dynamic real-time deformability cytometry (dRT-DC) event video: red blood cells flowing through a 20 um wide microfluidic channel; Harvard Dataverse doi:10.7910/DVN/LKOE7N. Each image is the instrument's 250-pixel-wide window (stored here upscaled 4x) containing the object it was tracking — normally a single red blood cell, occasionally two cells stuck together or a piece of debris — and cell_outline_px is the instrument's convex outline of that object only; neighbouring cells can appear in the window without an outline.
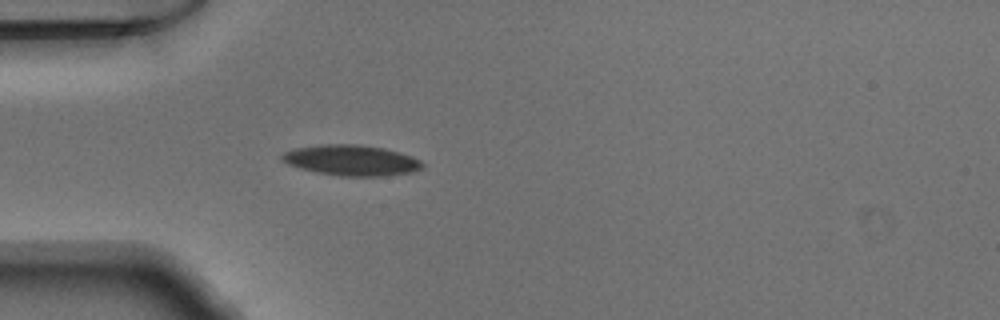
{"species": "Egyptian fruit bat (a non-hibernating species)", "species_latin": "Rousettus aegyptiacus", "temperature_condition": "warm", "stored_images_in_passage": 25, "camera_frame_rate_fps": 3000, "um_per_image_px": 0.085, "animal": {"sex": "male"}, "frame": {"image": 1, "passage_image": 6, "time_ms": 1.667, "image_size_px": [1000, 320], "cell_outline_px": [[424, 164], [420, 168], [412, 172], [380, 176], [340, 176], [300, 168], [288, 164], [280, 156], [284, 152], [292, 148], [320, 144], [356, 144], [384, 148], [412, 156], [420, 160]], "centroid_in_image_um": [29.85, 13.61], "position_along_channel_um": 55.1, "area_um2": 24.85}}
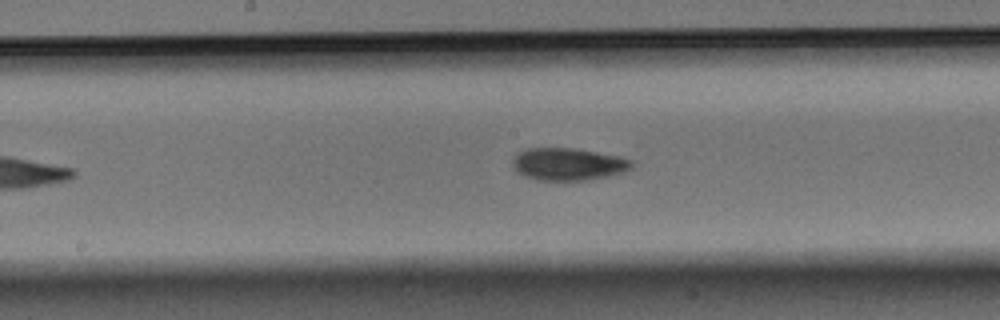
{"frame": {"image": 2, "passage_image": 14, "time_ms": 4.333, "image_size_px": [1000, 320], "cell_outline_px": [[632, 168], [624, 172], [608, 176], [588, 180], [536, 180], [516, 172], [512, 164], [512, 160], [524, 148], [576, 148], [620, 156], [632, 160]], "centroid_in_image_um": [48.3, 13.95], "position_along_channel_um": 199.9, "area_um2": 22.6}}
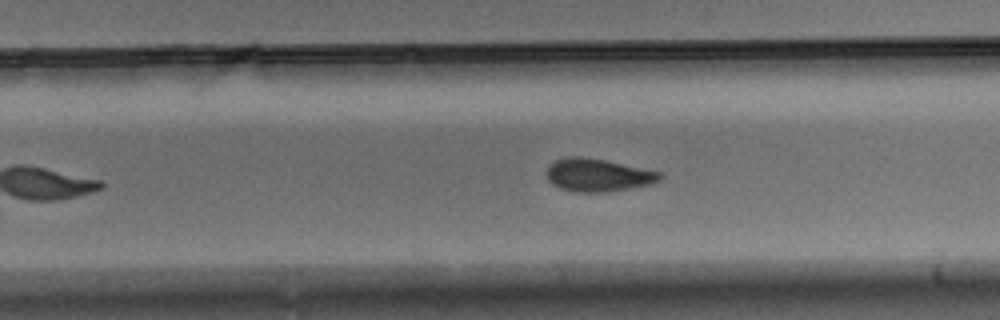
{"frame": {"image": 3, "passage_image": 20, "time_ms": 6.333, "image_size_px": [1000, 320], "cell_outline_px": [[664, 176], [660, 180], [652, 184], [632, 188], [608, 192], [576, 192], [560, 188], [552, 184], [548, 180], [548, 164], [556, 160], [568, 156], [580, 156], [604, 160], [660, 172]], "centroid_in_image_um": [50.83, 14.89], "position_along_channel_um": 279.0, "area_um2": 21.68}}